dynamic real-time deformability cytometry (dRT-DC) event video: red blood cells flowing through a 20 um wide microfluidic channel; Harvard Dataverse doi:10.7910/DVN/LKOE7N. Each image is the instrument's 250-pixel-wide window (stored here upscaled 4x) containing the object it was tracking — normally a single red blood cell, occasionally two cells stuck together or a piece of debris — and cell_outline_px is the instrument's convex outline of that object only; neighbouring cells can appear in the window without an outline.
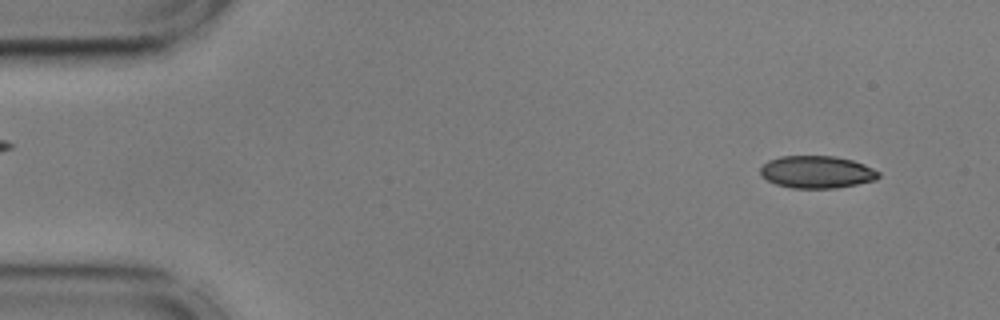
{"species": "common noctule bat (a hibernating species)", "species_latin": "Nyctalus noctula", "temperature_condition": "cold", "stored_images_in_passage": 53, "camera_frame_rate_fps": 3000, "um_per_image_px": 0.085, "animal": {"sex": "male", "body_mass_g": 17.9, "forearm_length_mm": 54.2}, "frame": {"image": 1, "passage_image": 5, "time_ms": 1.333, "image_size_px": [1000, 320], "cell_outline_px": [[880, 176], [876, 180], [836, 188], [792, 188], [776, 184], [760, 176], [760, 168], [768, 160], [780, 156], [836, 156], [852, 160], [864, 164], [880, 172]], "centroid_in_image_um": [69.42, 14.62], "position_along_channel_um": 15.6, "area_um2": 22.37}}
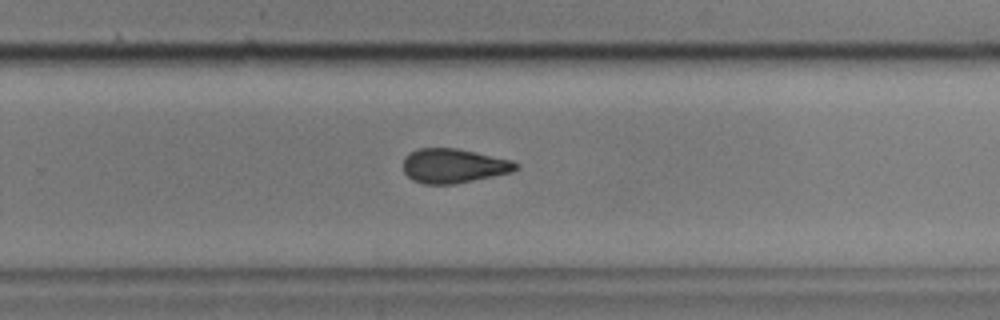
{"frame": {"image": 2, "passage_image": 36, "time_ms": 11.667, "image_size_px": [1000, 320], "cell_outline_px": [[520, 168], [512, 172], [456, 184], [424, 184], [412, 180], [404, 172], [404, 156], [408, 152], [416, 148], [456, 148], [512, 160], [520, 164]], "centroid_in_image_um": [38.56, 14.09], "position_along_channel_um": 291.2, "area_um2": 22.77}}
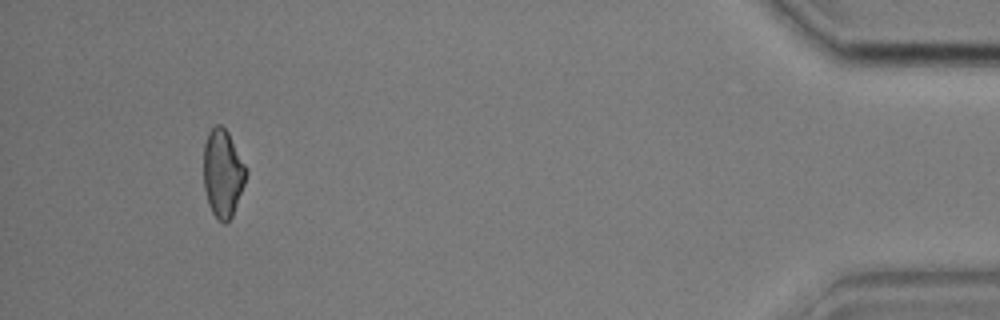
{"frame": {"image": 3, "passage_image": 52, "time_ms": 17.0, "image_size_px": [1000, 320], "cell_outline_px": [[248, 172], [244, 184], [232, 216], [228, 224], [224, 224], [212, 212], [208, 204], [204, 188], [204, 144], [208, 132], [216, 124], [220, 124], [228, 132], [248, 168]], "centroid_in_image_um": [18.95, 14.72], "position_along_channel_um": 416.3, "area_um2": 21.85}}